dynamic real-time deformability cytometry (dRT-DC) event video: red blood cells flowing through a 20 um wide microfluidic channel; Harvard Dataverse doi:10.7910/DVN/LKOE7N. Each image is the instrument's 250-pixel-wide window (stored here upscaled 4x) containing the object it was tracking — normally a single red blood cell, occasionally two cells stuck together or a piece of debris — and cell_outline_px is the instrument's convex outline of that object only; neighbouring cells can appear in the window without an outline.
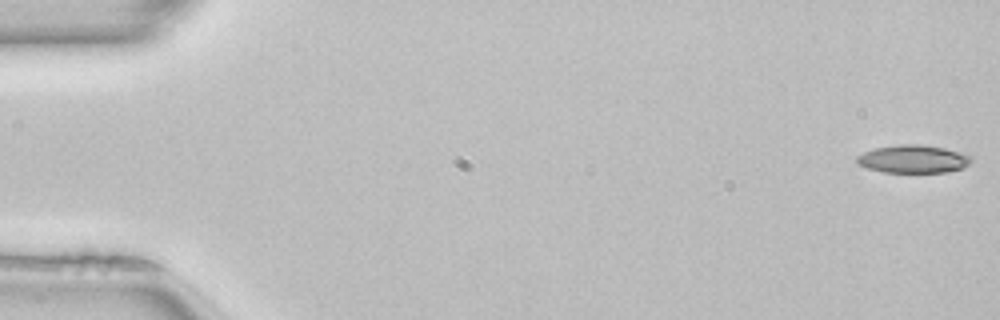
{"species": "common noctule bat (a hibernating species)", "species_latin": "Nyctalus noctula", "temperature_condition": "room temperature", "stored_images_in_passage": 51, "camera_frame_rate_fps": 3000, "um_per_image_px": 0.085, "animal": {"sex": "female", "body_mass_g": 22.7, "forearm_length_mm": 54.2}, "frame": {"image": 1, "passage_image": 1, "time_ms": 0.0, "image_size_px": [1000, 320], "cell_outline_px": [[972, 160], [968, 164], [960, 168], [948, 172], [884, 172], [868, 168], [856, 164], [856, 156], [872, 148], [900, 144], [920, 144], [944, 148], [972, 156]], "centroid_in_image_um": [77.57, 13.51], "position_along_channel_um": 7.4, "area_um2": 18.61}}
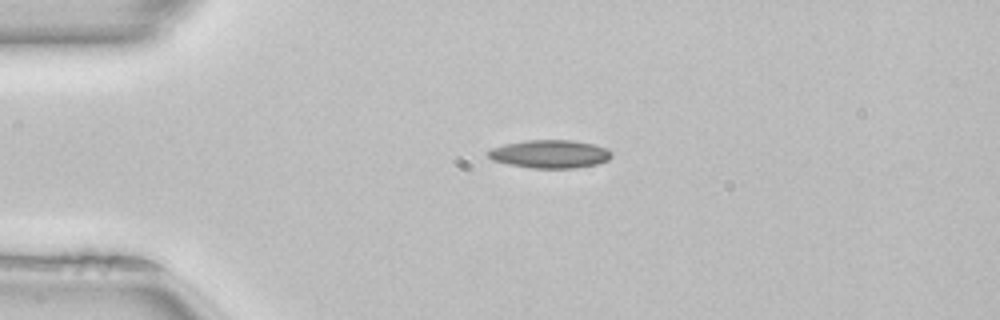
{"frame": {"image": 2, "passage_image": 12, "time_ms": 3.667, "image_size_px": [1000, 320], "cell_outline_px": [[612, 156], [608, 160], [596, 164], [576, 168], [532, 168], [508, 164], [492, 160], [484, 152], [492, 148], [504, 144], [524, 140], [572, 140], [592, 144], [604, 148], [612, 152]], "centroid_in_image_um": [46.7, 13.09], "position_along_channel_um": 38.3, "area_um2": 20.29}}